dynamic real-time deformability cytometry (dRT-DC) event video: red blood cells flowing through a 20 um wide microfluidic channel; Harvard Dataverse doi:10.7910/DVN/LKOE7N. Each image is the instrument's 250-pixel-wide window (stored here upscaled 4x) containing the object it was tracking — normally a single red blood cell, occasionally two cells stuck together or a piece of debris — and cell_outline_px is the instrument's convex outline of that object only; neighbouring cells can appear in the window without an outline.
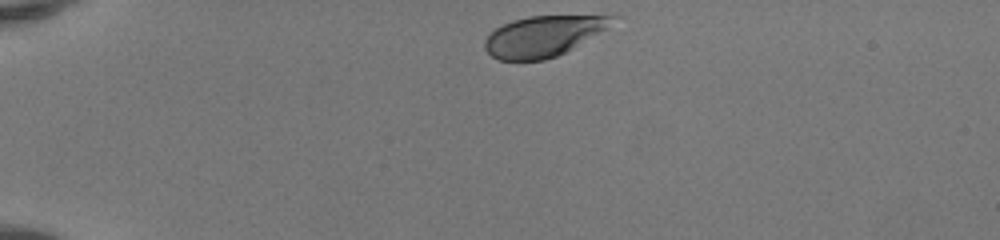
{"species": "human", "species_latin": "Homo sapiens", "temperature_condition": "room temperature", "stored_images_in_passage": 35, "camera_frame_rate_fps": 3000, "um_per_image_px": 0.085, "donor": {"sex": "female"}, "frame": {"image": 1, "passage_image": 1, "time_ms": 0.0, "image_size_px": [1000, 240], "cell_outline_px": [[624, 16], [608, 28], [572, 48], [556, 56], [544, 60], [500, 60], [492, 56], [484, 48], [484, 40], [496, 28], [512, 20], [528, 16]], "centroid_in_image_um": [46.21, 3.06], "position_along_channel_um": 38.8, "area_um2": 30.0}}
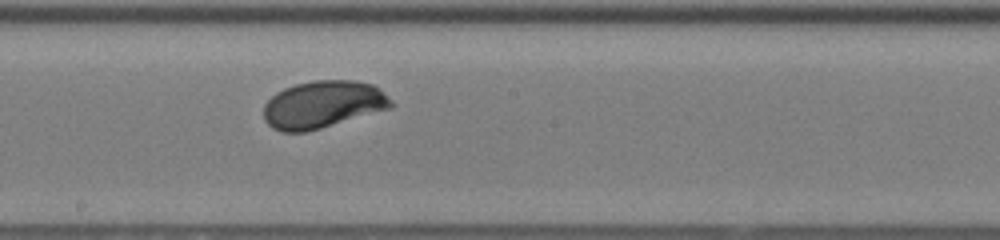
{"frame": {"image": 2, "passage_image": 19, "time_ms": 6.0, "image_size_px": [1000, 240], "cell_outline_px": [[396, 104], [392, 108], [320, 128], [304, 132], [280, 132], [272, 128], [264, 120], [264, 104], [276, 92], [284, 88], [296, 84], [316, 80], [356, 80], [372, 84], [392, 100]], "centroid_in_image_um": [27.44, 8.88], "position_along_channel_um": 220.8, "area_um2": 35.2}}
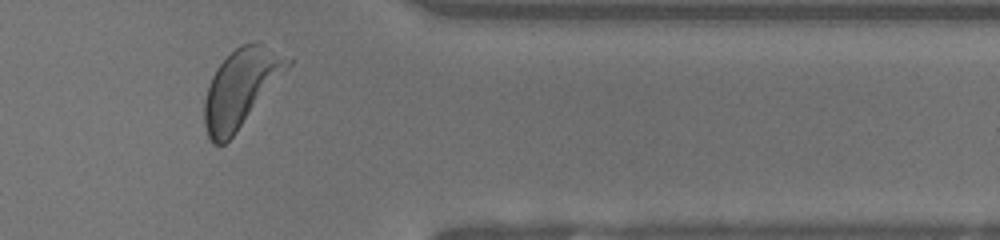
{"frame": {"image": 3, "passage_image": 32, "time_ms": 10.333, "image_size_px": [1000, 240], "cell_outline_px": [[292, 64], [236, 132], [224, 144], [212, 144], [208, 136], [204, 124], [204, 100], [208, 84], [216, 68], [240, 44], [256, 44], [292, 60]], "centroid_in_image_um": [20.41, 7.54], "position_along_channel_um": 391.0, "area_um2": 36.53}, "authors_computed_cell_mechanics": {"area_um2": 34.5644, "velocity_mm_per_s": 4.1176, "shape_relaxation_time_tau1_ms": 1.8914, "shape_relaxation_time_tau2_ms": null, "deformation_change_tau1": 0.144, "deformation_change_tau2": null}}